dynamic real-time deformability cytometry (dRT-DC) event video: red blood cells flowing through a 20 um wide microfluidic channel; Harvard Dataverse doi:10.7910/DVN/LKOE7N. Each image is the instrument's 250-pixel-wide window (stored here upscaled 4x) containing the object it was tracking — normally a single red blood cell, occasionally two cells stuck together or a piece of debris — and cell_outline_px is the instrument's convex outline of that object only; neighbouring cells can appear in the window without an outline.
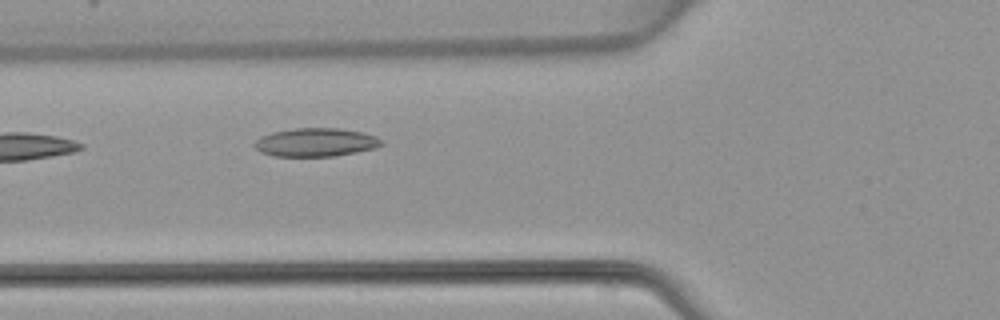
{"species": "common noctule bat (a hibernating species)", "species_latin": "Nyctalus noctula", "temperature_condition": "warm", "stored_images_in_passage": 5, "camera_frame_rate_fps": 3000, "um_per_image_px": 0.085, "animal": {"sex": "female", "body_mass_g": 22.7, "forearm_length_mm": 54.2}, "frame": {"image": 1, "passage_image": 5, "time_ms": 5.0, "image_size_px": [1000, 320], "cell_outline_px": [[384, 144], [376, 148], [336, 156], [272, 156], [260, 152], [252, 144], [260, 136], [272, 132], [292, 128], [340, 128], [364, 132], [376, 136]], "centroid_in_image_um": [26.83, 12.09], "position_along_channel_um": 99.0, "area_um2": 21.27}}